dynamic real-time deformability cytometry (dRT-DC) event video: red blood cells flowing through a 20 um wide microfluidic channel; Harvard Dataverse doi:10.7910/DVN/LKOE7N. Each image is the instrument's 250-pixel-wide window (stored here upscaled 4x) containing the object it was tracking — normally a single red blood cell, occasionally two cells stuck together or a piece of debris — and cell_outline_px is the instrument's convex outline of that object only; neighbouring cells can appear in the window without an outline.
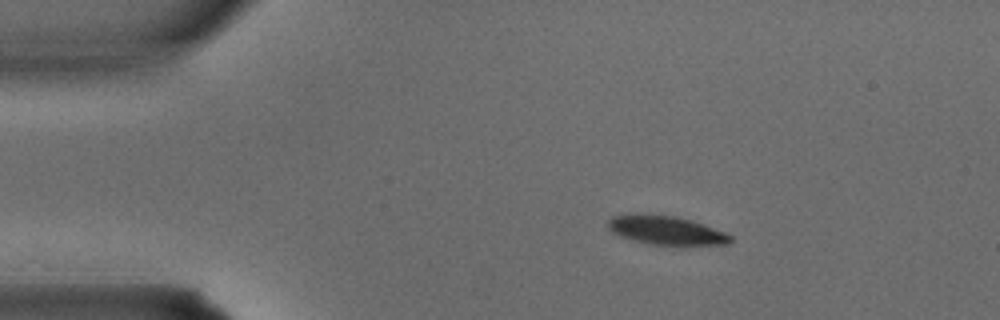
{"species": "common noctule bat (a hibernating species)", "species_latin": "Nyctalus noctula", "temperature_condition": "warm", "stored_images_in_passage": 2, "camera_frame_rate_fps": 3000, "um_per_image_px": 0.085, "animal": {"sex": "male", "body_mass_g": 15.6}, "frame": {"image": 1, "passage_image": 1, "time_ms": 0.0, "image_size_px": [1000, 320], "cell_outline_px": [[732, 240], [728, 244], [680, 248], [652, 244], [620, 236], [612, 232], [608, 228], [608, 220], [612, 216], [628, 212], [636, 212], [676, 216], [692, 220], [724, 232], [732, 236]], "centroid_in_image_um": [56.63, 19.59], "position_along_channel_um": 28.4, "area_um2": 21.62}}